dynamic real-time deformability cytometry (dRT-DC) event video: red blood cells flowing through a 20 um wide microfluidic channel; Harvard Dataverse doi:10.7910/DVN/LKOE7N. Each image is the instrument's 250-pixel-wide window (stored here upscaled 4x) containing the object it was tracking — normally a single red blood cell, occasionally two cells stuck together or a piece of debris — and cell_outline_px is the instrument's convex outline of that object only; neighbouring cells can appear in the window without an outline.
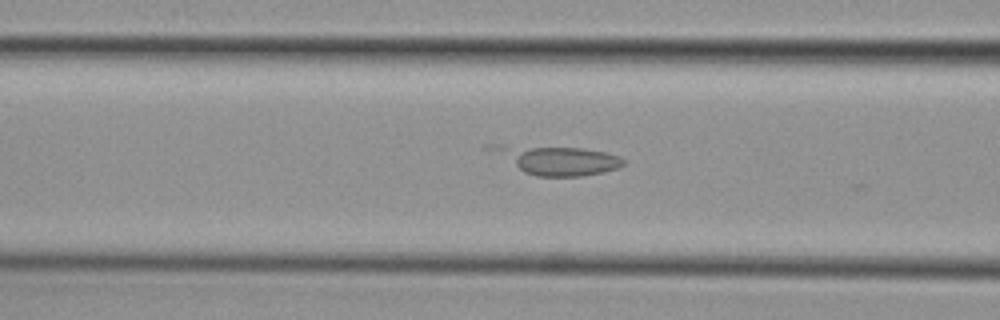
{"species": "common noctule bat (a hibernating species)", "species_latin": "Nyctalus noctula", "temperature_condition": "cold", "stored_images_in_passage": 27, "camera_frame_rate_fps": 3000, "um_per_image_px": 0.085, "animal": {"sex": "female", "body_mass_g": 29.2, "forearm_length_mm": 56.3}, "frame": {"image": 1, "passage_image": 4, "time_ms": 1.0, "image_size_px": [1000, 320], "cell_outline_px": [[628, 160], [620, 168], [604, 172], [580, 176], [536, 176], [524, 172], [484, 148], [484, 144], [504, 144], [580, 148], [604, 152], [620, 156]], "centroid_in_image_um": [47.3, 13.58], "position_along_channel_um": 119.3, "area_um2": 22.66}}
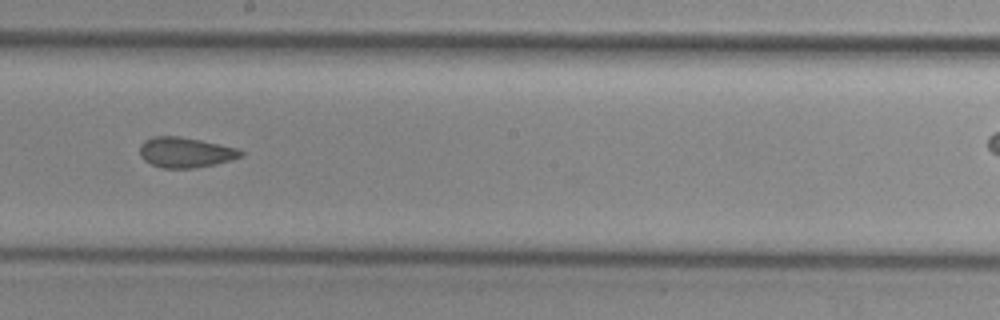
{"frame": {"image": 2, "passage_image": 13, "time_ms": 4.0, "image_size_px": [1000, 320], "cell_outline_px": [[244, 156], [232, 160], [216, 164], [196, 168], [164, 168], [152, 164], [144, 160], [140, 156], [140, 144], [144, 140], [152, 136], [180, 136], [200, 140], [236, 148], [244, 152]], "centroid_in_image_um": [15.76, 12.95], "position_along_channel_um": 232.4, "area_um2": 17.92}}
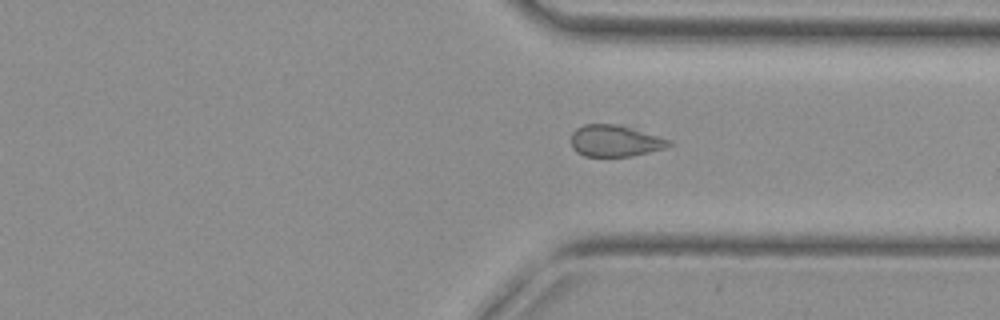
{"frame": {"image": 3, "passage_image": 23, "time_ms": 7.333, "image_size_px": [1000, 320], "cell_outline_px": [[672, 144], [668, 148], [632, 156], [584, 156], [576, 152], [572, 148], [572, 132], [576, 128], [584, 124], [620, 124], [672, 140]], "centroid_in_image_um": [52.31, 11.97], "position_along_channel_um": 359.1, "area_um2": 18.21}}